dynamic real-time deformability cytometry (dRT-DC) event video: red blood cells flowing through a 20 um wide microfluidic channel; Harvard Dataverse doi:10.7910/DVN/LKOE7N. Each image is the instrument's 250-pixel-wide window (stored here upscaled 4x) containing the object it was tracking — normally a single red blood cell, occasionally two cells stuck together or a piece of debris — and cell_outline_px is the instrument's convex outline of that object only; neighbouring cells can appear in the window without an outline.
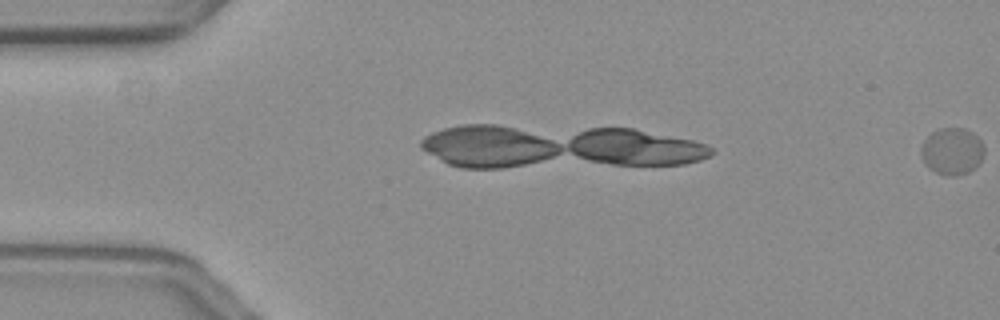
{"species": "common noctule bat (a hibernating species)", "species_latin": "Nyctalus noctula", "temperature_condition": "warm", "stored_images_in_passage": 11, "camera_frame_rate_fps": 3000, "um_per_image_px": 0.085, "animal": {"sex": "female", "body_mass_g": 19.3, "forearm_length_mm": 54.1}, "frame": {"image": 1, "passage_image": 11, "time_ms": 3.333, "image_size_px": [1000, 320], "cell_outline_px": [[984, 152], [980, 160], [968, 172], [952, 176], [936, 172], [924, 160], [920, 152], [920, 148], [924, 140], [932, 132], [940, 128], [964, 128], [972, 132], [980, 140], [984, 148]], "centroid_in_image_um": [80.92, 12.82], "position_along_channel_um": 4.1, "area_um2": 16.76}}